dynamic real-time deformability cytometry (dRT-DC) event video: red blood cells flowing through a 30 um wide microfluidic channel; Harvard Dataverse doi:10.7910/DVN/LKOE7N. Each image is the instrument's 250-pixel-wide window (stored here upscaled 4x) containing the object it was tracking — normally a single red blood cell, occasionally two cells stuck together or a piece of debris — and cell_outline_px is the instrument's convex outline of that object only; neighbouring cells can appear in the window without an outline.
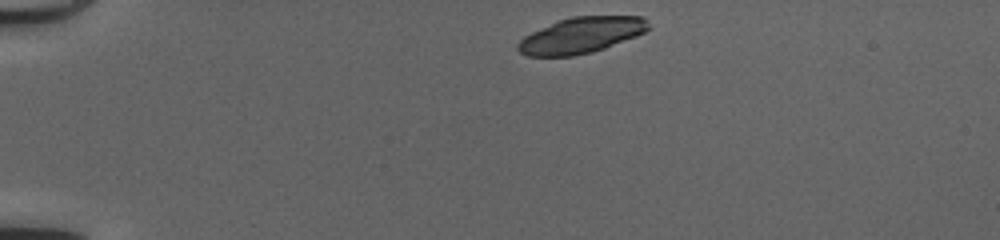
{"species": "common noctule bat (a hibernating species)", "species_latin": "Nyctalus noctula", "temperature_condition": "cold", "stored_images_in_passage": 40, "camera_frame_rate_fps": 3000, "um_per_image_px": 0.085, "animal": {"sex": "female", "body_mass_g": 20.0, "forearm_length_mm": 54.0}, "frame": {"image": 1, "passage_image": 1, "time_ms": 0.0, "image_size_px": [1000, 240], "cell_outline_px": [[652, 28], [636, 36], [604, 48], [592, 52], [572, 56], [528, 56], [520, 52], [516, 48], [516, 44], [524, 36], [556, 20], [572, 16], [644, 16], [648, 20]], "centroid_in_image_um": [49.41, 2.98], "position_along_channel_um": 35.6, "area_um2": 27.51}}
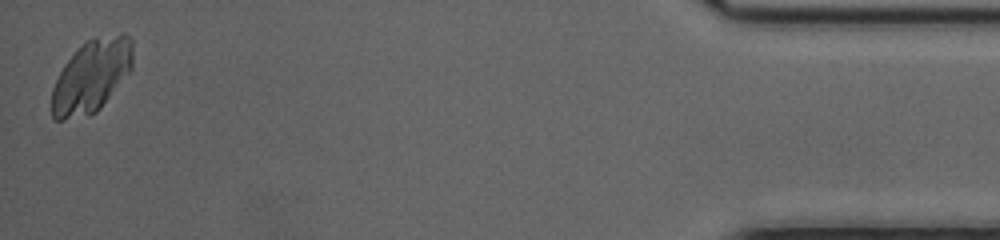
{"frame": {"image": 2, "passage_image": 40, "time_ms": 13.0, "image_size_px": [1000, 240], "cell_outline_px": [[132, 68], [100, 108], [96, 112], [88, 116], [64, 120], [56, 120], [52, 116], [52, 88], [64, 64], [88, 40], [120, 32], [124, 32], [132, 36]], "centroid_in_image_um": [7.79, 6.47], "position_along_channel_um": 427.4, "area_um2": 34.1}}